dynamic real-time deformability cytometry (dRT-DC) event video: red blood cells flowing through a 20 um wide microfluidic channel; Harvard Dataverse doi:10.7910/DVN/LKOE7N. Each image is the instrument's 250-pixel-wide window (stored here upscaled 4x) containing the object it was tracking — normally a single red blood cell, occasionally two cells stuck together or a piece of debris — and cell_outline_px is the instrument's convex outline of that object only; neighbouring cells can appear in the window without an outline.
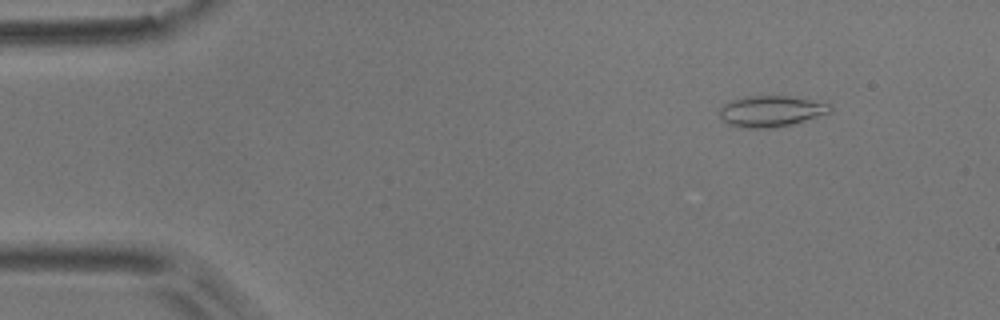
{"species": "common noctule bat (a hibernating species)", "species_latin": "Nyctalus noctula", "temperature_condition": "room temperature", "stored_images_in_passage": 8, "camera_frame_rate_fps": 3000, "um_per_image_px": 0.085, "animal": {"sex": "male", "body_mass_g": 17.9}, "frame": {"image": 1, "passage_image": 1, "time_ms": 0.0, "image_size_px": [1000, 320], "cell_outline_px": [[832, 112], [804, 120], [772, 128], [744, 128], [732, 124], [724, 120], [720, 116], [720, 108], [724, 104], [732, 100], [752, 96], [788, 96], [832, 104]], "centroid_in_image_um": [65.56, 9.44], "position_along_channel_um": 19.4, "area_um2": 19.54}}
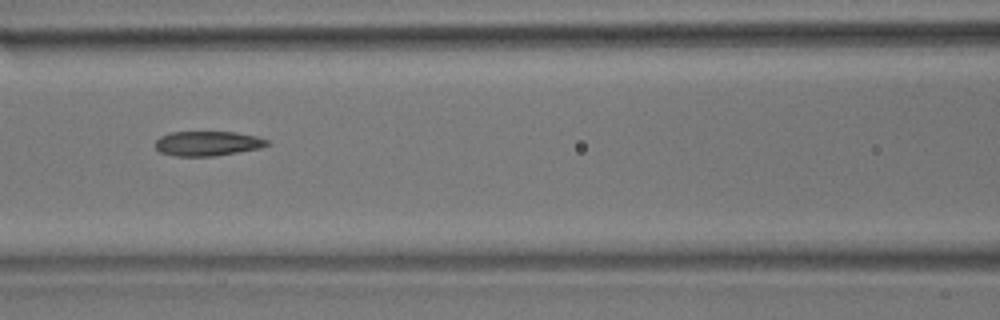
{"frame": {"image": 2, "passage_image": 6, "time_ms": 1.667, "image_size_px": [1000, 320], "cell_outline_px": [[268, 144], [260, 148], [216, 156], [176, 156], [160, 152], [156, 148], [156, 140], [160, 136], [172, 132], [236, 132], [256, 136], [268, 140]], "centroid_in_image_um": [17.64, 12.19], "position_along_channel_um": 149.0, "area_um2": 16.01}}
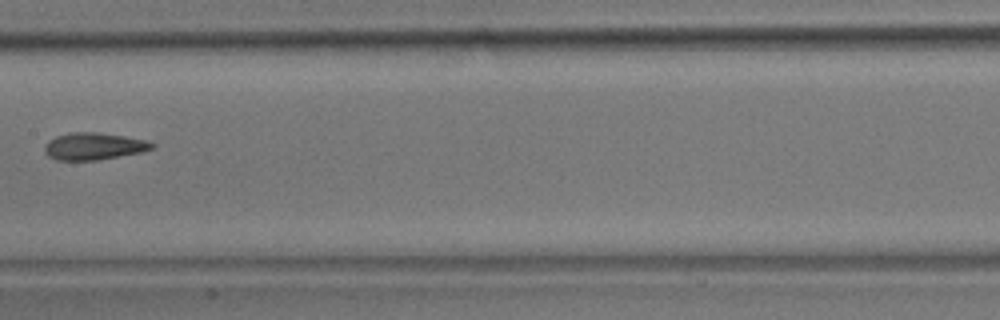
{"frame": {"image": 3, "passage_image": 7, "time_ms": 2.0, "image_size_px": [1000, 320], "cell_outline_px": [[156, 144], [152, 148], [140, 152], [96, 160], [56, 160], [48, 156], [44, 152], [44, 148], [48, 140], [56, 136], [72, 132], [96, 132], [124, 136], [148, 140]], "centroid_in_image_um": [7.95, 12.42], "position_along_channel_um": 199.5, "area_um2": 16.88}}